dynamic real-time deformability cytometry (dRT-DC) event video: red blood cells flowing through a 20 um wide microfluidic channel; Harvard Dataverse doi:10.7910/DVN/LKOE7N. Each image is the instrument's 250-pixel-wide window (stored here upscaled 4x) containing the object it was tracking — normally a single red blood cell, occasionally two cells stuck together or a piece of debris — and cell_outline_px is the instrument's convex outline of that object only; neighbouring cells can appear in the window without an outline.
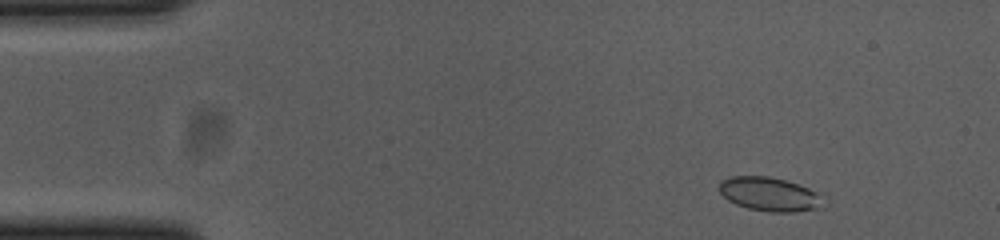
{"species": "common noctule bat (a hibernating species)", "species_latin": "Nyctalus noctula", "temperature_condition": "cold", "stored_images_in_passage": 53, "camera_frame_rate_fps": 3000, "um_per_image_px": 0.085, "animal": {"sex": "female", "body_mass_g": 23.0, "forearm_length_mm": 53.4}, "frame": {"image": 1, "passage_image": 4, "time_ms": 1.0, "image_size_px": [1000, 240], "cell_outline_px": [[828, 204], [824, 208], [792, 212], [768, 212], [748, 208], [736, 204], [728, 200], [720, 192], [720, 180], [728, 176], [768, 176], [784, 180], [808, 188], [816, 192]], "centroid_in_image_um": [65.44, 16.52], "position_along_channel_um": 19.6, "area_um2": 20.69}}
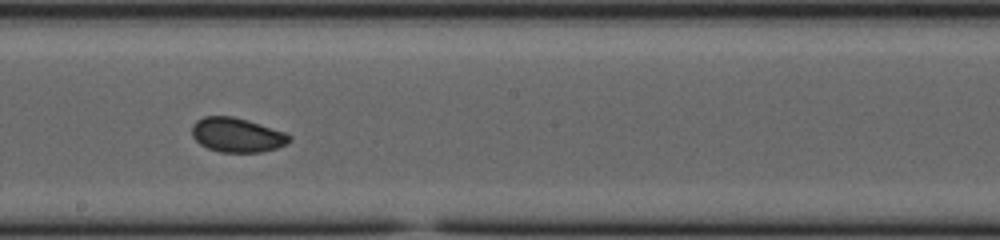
{"frame": {"image": 2, "passage_image": 28, "time_ms": 9.0, "image_size_px": [1000, 240], "cell_outline_px": [[292, 140], [288, 144], [276, 148], [260, 152], [220, 152], [208, 148], [200, 144], [192, 136], [192, 124], [196, 120], [204, 116], [232, 116], [248, 120], [284, 132], [292, 136]], "centroid_in_image_um": [20.15, 11.47], "position_along_channel_um": 228.1, "area_um2": 19.59}}
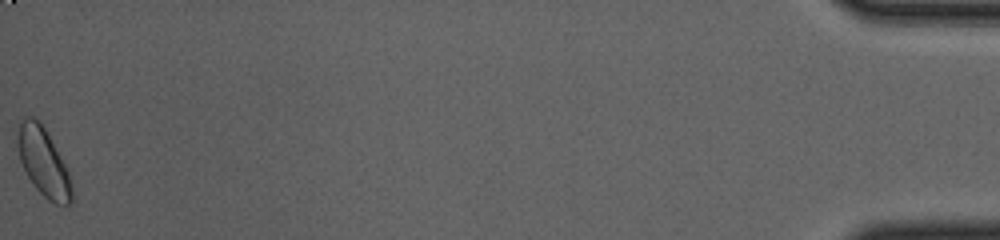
{"frame": {"image": 3, "passage_image": 53, "time_ms": 17.333, "image_size_px": [1000, 240], "cell_outline_px": [[72, 204], [56, 204], [48, 200], [36, 188], [28, 176], [20, 160], [16, 140], [16, 136], [20, 124], [28, 116], [32, 116], [40, 120], [64, 164], [68, 172], [72, 188]], "centroid_in_image_um": [3.68, 13.78], "position_along_channel_um": 431.5, "area_um2": 21.1}, "authors_computed_cell_mechanics": {"area_um2": 19.7676, "velocity_mm_per_s": 3.6742, "shape_relaxation_time_tau1_ms": 3.2816, "shape_relaxation_time_tau2_ms": 6.2052, "deformation_change_tau1": 0.0477, "deformation_change_tau2": 0.0678}}